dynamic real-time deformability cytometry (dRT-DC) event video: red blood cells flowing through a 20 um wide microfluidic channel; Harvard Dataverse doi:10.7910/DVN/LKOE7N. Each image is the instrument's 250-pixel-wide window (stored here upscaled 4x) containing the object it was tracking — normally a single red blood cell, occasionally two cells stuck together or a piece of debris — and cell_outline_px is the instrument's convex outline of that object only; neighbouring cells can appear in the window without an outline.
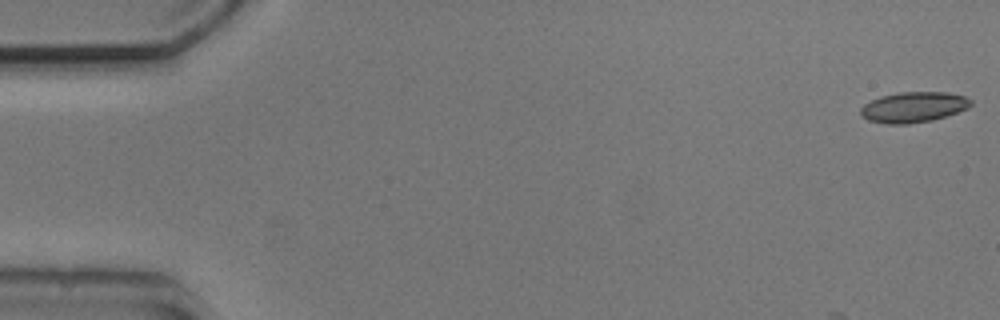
{"species": "common noctule bat (a hibernating species)", "species_latin": "Nyctalus noctula", "temperature_condition": "cold", "stored_images_in_passage": 5, "camera_frame_rate_fps": 3000, "um_per_image_px": 0.085, "animal": {"sex": "male", "body_mass_g": 20.5, "forearm_length_mm": 52.5}, "frame": {"image": 1, "passage_image": 1, "time_ms": 0.0, "image_size_px": [1000, 320], "cell_outline_px": [[972, 104], [968, 108], [932, 120], [908, 124], [888, 124], [868, 120], [860, 112], [860, 108], [864, 104], [880, 96], [900, 92], [948, 92], [964, 96], [972, 100]], "centroid_in_image_um": [77.65, 9.1], "position_along_channel_um": 7.4, "area_um2": 19.48}}
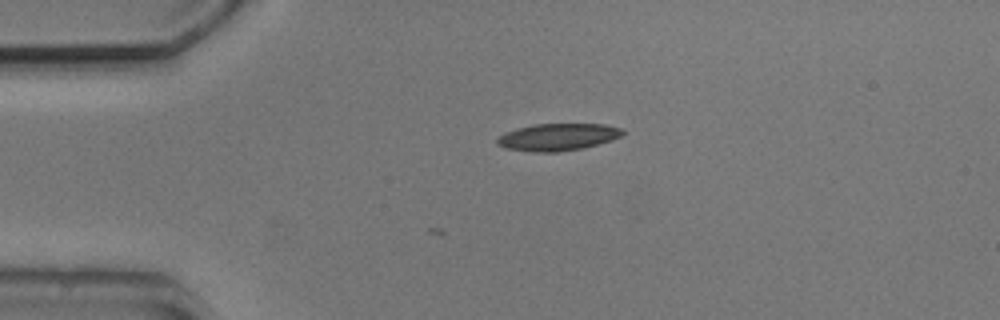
{"frame": {"image": 2, "passage_image": 4, "time_ms": 3.667, "image_size_px": [1000, 320], "cell_outline_px": [[624, 132], [620, 136], [612, 140], [580, 148], [556, 152], [536, 152], [504, 148], [496, 144], [496, 140], [500, 136], [516, 128], [532, 124], [604, 124], [624, 128]], "centroid_in_image_um": [47.41, 11.64], "position_along_channel_um": 37.6, "area_um2": 19.71}}